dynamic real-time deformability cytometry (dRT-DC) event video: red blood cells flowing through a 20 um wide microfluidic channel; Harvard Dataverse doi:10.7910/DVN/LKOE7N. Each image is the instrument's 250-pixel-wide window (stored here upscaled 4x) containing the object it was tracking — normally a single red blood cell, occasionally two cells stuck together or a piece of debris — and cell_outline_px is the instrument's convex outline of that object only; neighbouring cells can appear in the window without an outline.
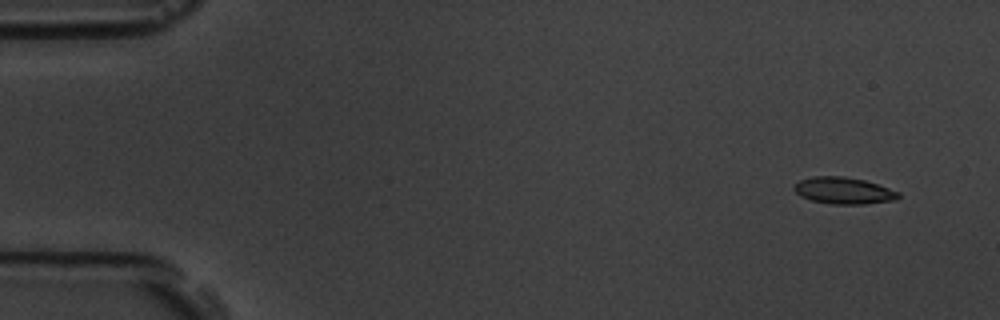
{"species": "common noctule bat (a hibernating species)", "species_latin": "Nyctalus noctula", "temperature_condition": "room temperature", "stored_images_in_passage": 6, "camera_frame_rate_fps": 3000, "um_per_image_px": 0.085, "animal": {"sex": "male", "body_mass_g": 19.5, "forearm_length_mm": 54.6}, "frame": {"image": 1, "passage_image": 1, "time_ms": 0.0, "image_size_px": [1000, 320], "cell_outline_px": [[900, 196], [896, 200], [864, 204], [832, 204], [812, 200], [800, 196], [792, 188], [800, 180], [812, 176], [844, 176], [864, 180], [900, 192]], "centroid_in_image_um": [71.71, 16.2], "position_along_channel_um": 13.3, "area_um2": 16.18}}
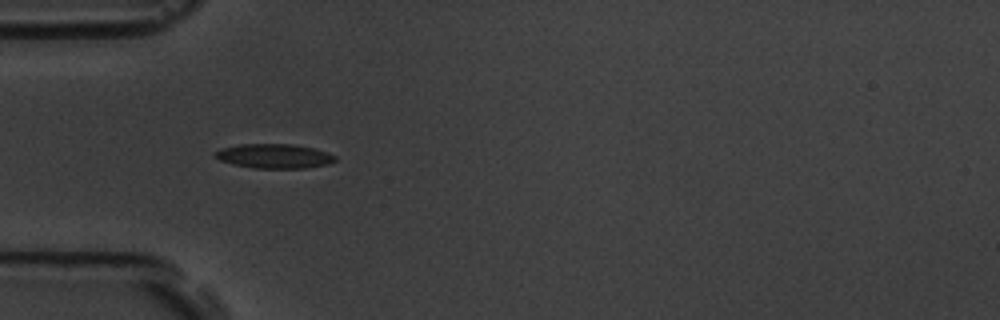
{"frame": {"image": 2, "passage_image": 5, "time_ms": 4.667, "image_size_px": [1000, 320], "cell_outline_px": [[336, 160], [328, 164], [304, 168], [252, 168], [220, 160], [216, 156], [216, 152], [220, 148], [240, 144], [296, 144], [312, 148], [336, 156]], "centroid_in_image_um": [23.32, 13.26], "position_along_channel_um": 61.7, "area_um2": 16.82}}
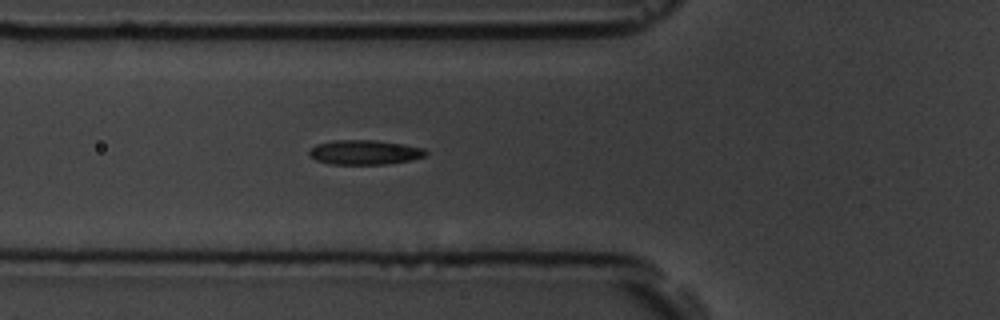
{"frame": {"image": 3, "passage_image": 6, "time_ms": 5.667, "image_size_px": [1000, 320], "cell_outline_px": [[428, 152], [424, 156], [408, 160], [388, 164], [328, 164], [316, 160], [308, 156], [308, 152], [316, 144], [332, 140], [376, 140], [404, 144], [424, 148]], "centroid_in_image_um": [30.96, 12.94], "position_along_channel_um": 94.8, "area_um2": 16.76}}